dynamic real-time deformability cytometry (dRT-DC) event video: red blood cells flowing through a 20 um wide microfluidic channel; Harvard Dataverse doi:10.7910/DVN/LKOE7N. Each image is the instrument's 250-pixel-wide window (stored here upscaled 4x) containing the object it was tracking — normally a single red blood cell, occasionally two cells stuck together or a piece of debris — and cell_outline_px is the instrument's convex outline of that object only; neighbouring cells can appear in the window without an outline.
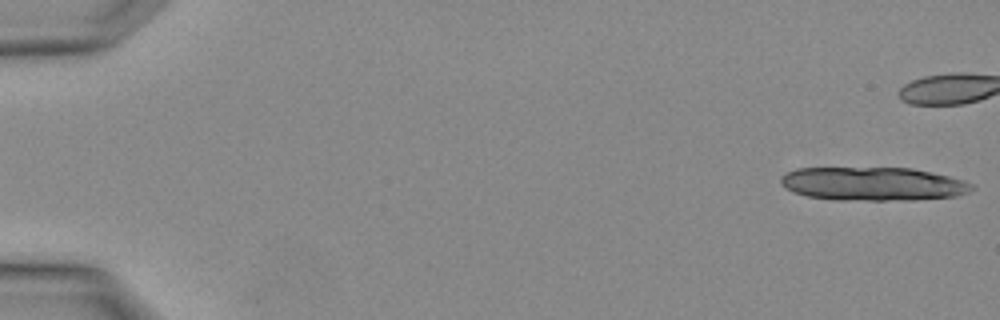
{"species": "Egyptian fruit bat (a non-hibernating species)", "species_latin": "Rousettus aegyptiacus", "temperature_condition": "warm", "stored_images_in_passage": 3, "camera_frame_rate_fps": 3000, "um_per_image_px": 0.085, "animal": {"sex": "female"}, "frame": {"image": 1, "passage_image": 1, "time_ms": 0.0, "image_size_px": [1000, 320], "cell_outline_px": [[976, 188], [968, 192], [956, 196], [916, 200], [836, 200], [808, 196], [792, 192], [784, 188], [780, 184], [780, 176], [796, 168], [912, 168], [932, 172], [964, 180], [972, 184]], "centroid_in_image_um": [74.19, 15.63], "position_along_channel_um": 10.8, "area_um2": 37.63}}